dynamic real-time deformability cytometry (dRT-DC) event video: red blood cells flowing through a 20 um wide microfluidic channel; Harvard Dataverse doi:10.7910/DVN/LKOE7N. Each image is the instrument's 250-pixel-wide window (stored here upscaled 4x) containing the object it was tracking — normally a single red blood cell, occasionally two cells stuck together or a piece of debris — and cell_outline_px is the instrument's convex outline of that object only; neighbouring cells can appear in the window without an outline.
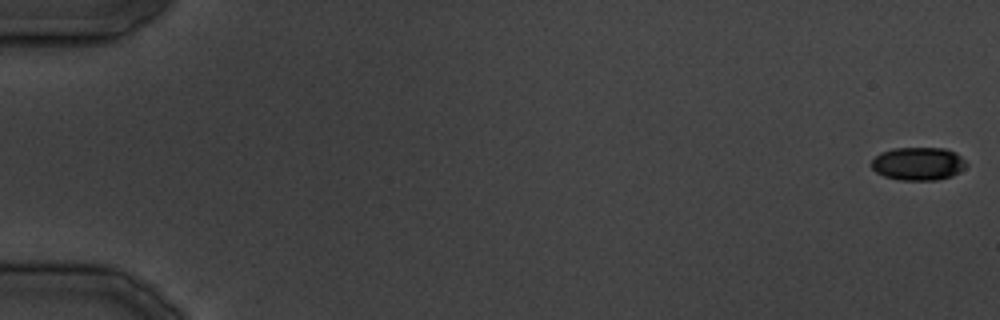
{"species": "common noctule bat (a hibernating species)", "species_latin": "Nyctalus noctula", "temperature_condition": "cold", "stored_images_in_passage": 19, "camera_frame_rate_fps": 3000, "um_per_image_px": 0.085, "animal": {"sex": "male", "body_mass_g": 19.5, "forearm_length_mm": 54.6}, "frame": {"image": 1, "passage_image": 1, "time_ms": 0.0, "image_size_px": [1000, 320], "cell_outline_px": [[968, 164], [960, 172], [952, 176], [936, 180], [900, 180], [884, 176], [876, 172], [872, 168], [872, 160], [880, 152], [892, 148], [944, 148], [956, 152]], "centroid_in_image_um": [78.06, 13.91], "position_along_channel_um": 6.9, "area_um2": 18.38}}
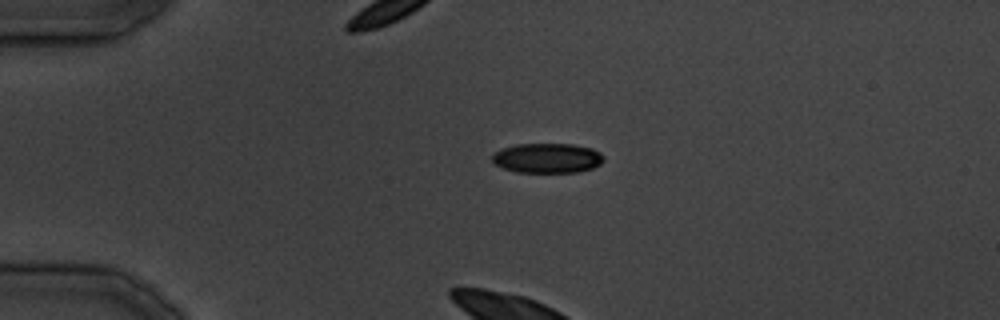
{"frame": {"image": 2, "passage_image": 9, "time_ms": 10.333, "image_size_px": [1000, 320], "cell_outline_px": [[604, 160], [600, 164], [592, 168], [576, 172], [516, 172], [492, 164], [492, 156], [496, 152], [504, 148], [516, 144], [572, 144], [592, 148], [600, 152], [604, 156]], "centroid_in_image_um": [46.53, 13.44], "position_along_channel_um": 38.5, "area_um2": 19.36}}
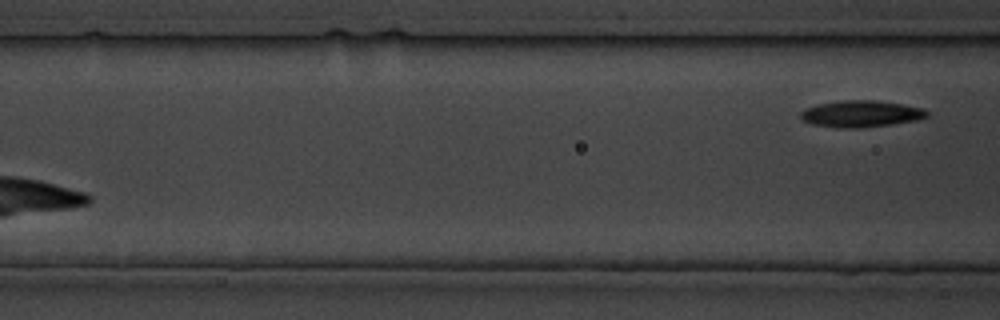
{"frame": {"image": 3, "passage_image": 19, "time_ms": 22.333, "image_size_px": [1000, 320], "cell_outline_px": [[928, 116], [916, 120], [892, 124], [860, 128], [840, 128], [812, 124], [804, 120], [800, 116], [800, 112], [804, 108], [820, 104], [844, 100], [872, 100], [900, 104], [924, 108], [928, 112]], "centroid_in_image_um": [73.18, 9.68], "position_along_channel_um": 93.4, "area_um2": 19.42}}